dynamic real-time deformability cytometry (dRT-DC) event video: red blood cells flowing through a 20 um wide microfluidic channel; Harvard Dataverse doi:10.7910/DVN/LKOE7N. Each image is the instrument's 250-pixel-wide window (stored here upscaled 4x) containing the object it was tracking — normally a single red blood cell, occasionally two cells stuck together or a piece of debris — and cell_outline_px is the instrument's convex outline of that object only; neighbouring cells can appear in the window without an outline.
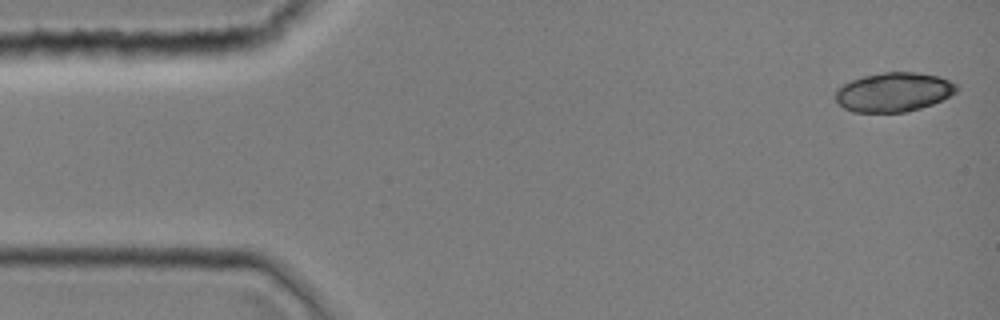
{"species": "common noctule bat (a hibernating species)", "species_latin": "Nyctalus noctula", "temperature_condition": "room temperature", "stored_images_in_passage": 42, "camera_frame_rate_fps": 3000, "um_per_image_px": 0.085, "animal": {"sex": "female", "body_mass_g": 19.0, "forearm_length_mm": 51.5}, "frame": {"image": 1, "passage_image": 1, "time_ms": 0.0, "image_size_px": [1000, 320], "cell_outline_px": [[956, 92], [932, 104], [920, 108], [904, 112], [852, 112], [844, 108], [836, 100], [836, 88], [852, 80], [864, 76], [884, 72], [916, 72], [940, 76], [956, 84]], "centroid_in_image_um": [75.94, 7.82], "position_along_channel_um": 9.1, "area_um2": 27.46}}
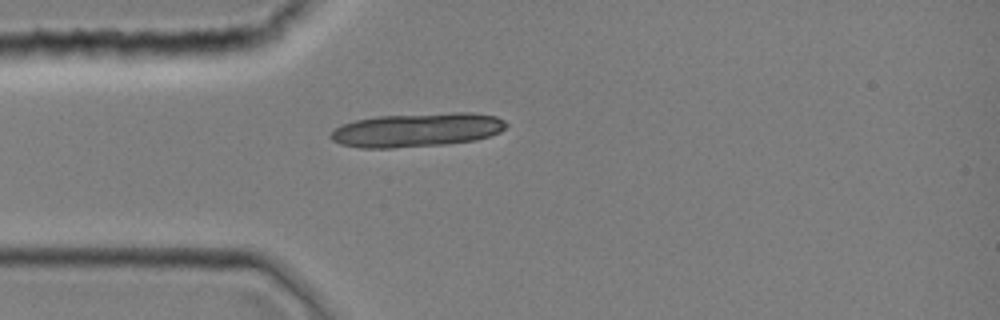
{"frame": {"image": 2, "passage_image": 11, "time_ms": 3.333, "image_size_px": [1000, 320], "cell_outline_px": [[508, 124], [500, 132], [476, 140], [448, 144], [392, 148], [360, 148], [340, 144], [332, 140], [328, 136], [336, 128], [344, 124], [356, 120], [376, 116], [452, 112], [472, 112], [496, 116], [504, 120]], "centroid_in_image_um": [35.46, 11.04], "position_along_channel_um": 49.5, "area_um2": 34.85}}